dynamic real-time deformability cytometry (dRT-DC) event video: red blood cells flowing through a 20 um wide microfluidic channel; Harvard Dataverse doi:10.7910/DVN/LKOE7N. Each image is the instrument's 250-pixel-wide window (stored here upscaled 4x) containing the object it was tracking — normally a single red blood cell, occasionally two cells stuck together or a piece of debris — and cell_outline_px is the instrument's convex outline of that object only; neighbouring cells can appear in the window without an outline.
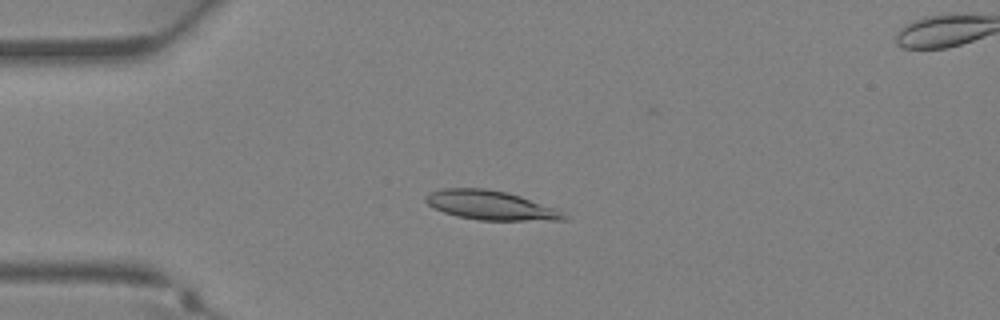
{"species": "Egyptian fruit bat (a non-hibernating species)", "species_latin": "Rousettus aegyptiacus", "temperature_condition": "warm", "stored_images_in_passage": 36, "camera_frame_rate_fps": 3000, "um_per_image_px": 0.085, "animal": {"sex": "female"}, "frame": {"image": 1, "passage_image": 9, "time_ms": 2.667, "image_size_px": [1000, 320], "cell_outline_px": [[568, 220], [480, 220], [456, 216], [444, 212], [428, 204], [424, 200], [424, 196], [432, 192], [444, 188], [484, 188], [508, 192], [556, 208]], "centroid_in_image_um": [41.67, 17.44], "position_along_channel_um": 43.3, "area_um2": 23.24}}
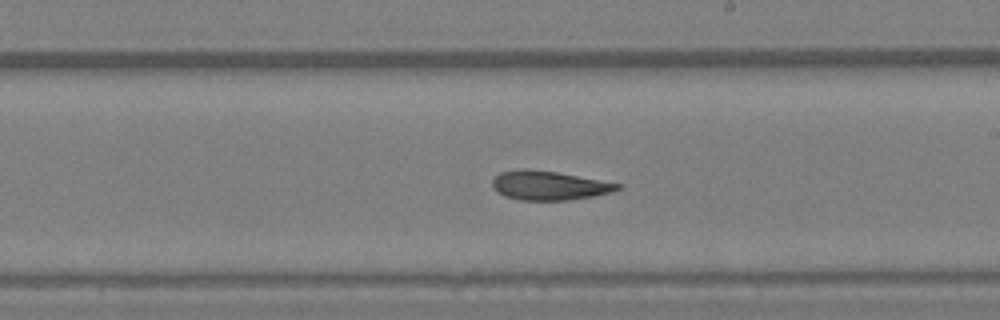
{"frame": {"image": 2, "passage_image": 21, "time_ms": 6.667, "image_size_px": [1000, 320], "cell_outline_px": [[620, 188], [608, 192], [592, 196], [568, 200], [520, 200], [504, 196], [496, 192], [492, 188], [492, 180], [500, 172], [556, 172], [620, 184]], "centroid_in_image_um": [46.64, 15.82], "position_along_channel_um": 242.4, "area_um2": 20.11}}
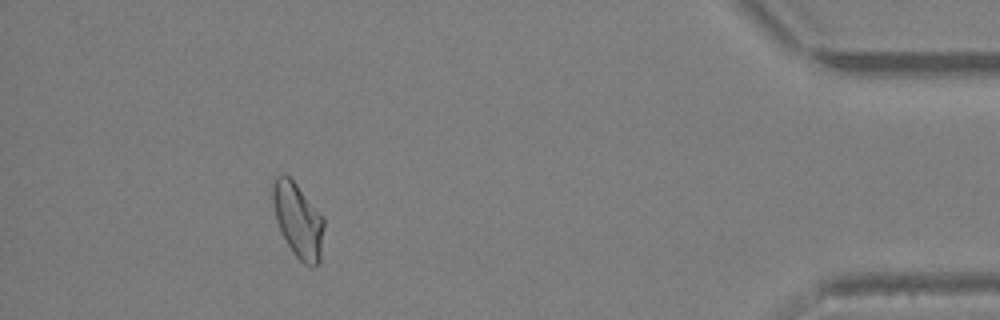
{"frame": {"image": 3, "passage_image": 33, "time_ms": 10.667, "image_size_px": [1000, 320], "cell_outline_px": [[324, 224], [320, 260], [316, 264], [304, 264], [292, 252], [276, 220], [272, 200], [272, 184], [276, 176], [288, 176], [296, 184], [324, 216]], "centroid_in_image_um": [25.34, 18.7], "position_along_channel_um": 409.9, "area_um2": 21.85}}